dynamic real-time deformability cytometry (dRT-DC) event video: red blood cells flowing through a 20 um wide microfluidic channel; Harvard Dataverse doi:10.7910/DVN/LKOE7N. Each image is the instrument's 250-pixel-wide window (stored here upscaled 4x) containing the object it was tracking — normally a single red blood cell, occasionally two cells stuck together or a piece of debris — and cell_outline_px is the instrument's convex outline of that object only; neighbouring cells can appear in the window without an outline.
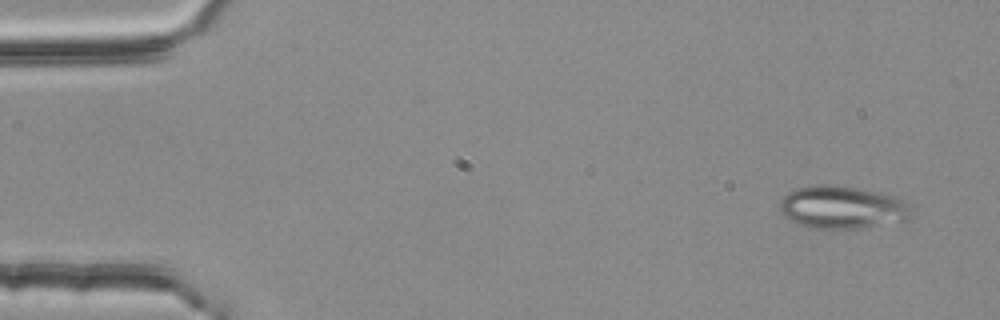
{"species": "common noctule bat (a hibernating species)", "species_latin": "Nyctalus noctula", "temperature_condition": "room temperature", "stored_images_in_passage": 3, "camera_frame_rate_fps": 3000, "um_per_image_px": 0.085, "animal": {"sex": "female", "body_mass_g": 25.1}, "frame": {"image": 1, "passage_image": 1, "time_ms": 0.0, "image_size_px": [1000, 320], "cell_outline_px": [[908, 220], [856, 228], [808, 228], [796, 224], [788, 220], [780, 212], [780, 200], [788, 192], [796, 188], [812, 184], [828, 184], [856, 188], [896, 196], [908, 200]], "centroid_in_image_um": [71.52, 17.61], "position_along_channel_um": 13.5, "area_um2": 32.77}}